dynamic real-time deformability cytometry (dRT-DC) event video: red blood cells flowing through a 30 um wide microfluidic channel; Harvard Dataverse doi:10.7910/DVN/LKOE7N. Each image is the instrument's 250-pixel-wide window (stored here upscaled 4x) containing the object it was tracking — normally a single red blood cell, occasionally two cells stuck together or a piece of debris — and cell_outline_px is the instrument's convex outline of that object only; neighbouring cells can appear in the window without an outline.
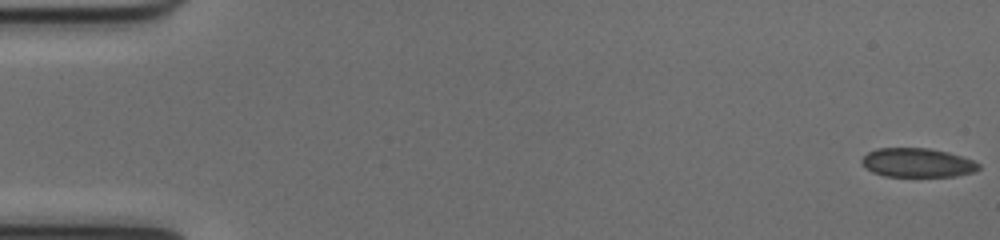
{"species": "common noctule bat (a hibernating species)", "species_latin": "Nyctalus noctula", "temperature_condition": "cold", "stored_images_in_passage": 13, "camera_frame_rate_fps": 3000, "um_per_image_px": 0.085, "animal": {"sex": "female", "body_mass_g": 17.0, "forearm_length_mm": 48.0}, "frame": {"image": 1, "passage_image": 1, "time_ms": 0.0, "image_size_px": [1000, 240], "cell_outline_px": [[980, 168], [972, 172], [956, 176], [884, 176], [872, 172], [860, 160], [868, 152], [876, 148], [928, 148], [948, 152], [972, 160], [980, 164]], "centroid_in_image_um": [77.97, 13.82], "position_along_channel_um": 7.0, "area_um2": 19.59}}